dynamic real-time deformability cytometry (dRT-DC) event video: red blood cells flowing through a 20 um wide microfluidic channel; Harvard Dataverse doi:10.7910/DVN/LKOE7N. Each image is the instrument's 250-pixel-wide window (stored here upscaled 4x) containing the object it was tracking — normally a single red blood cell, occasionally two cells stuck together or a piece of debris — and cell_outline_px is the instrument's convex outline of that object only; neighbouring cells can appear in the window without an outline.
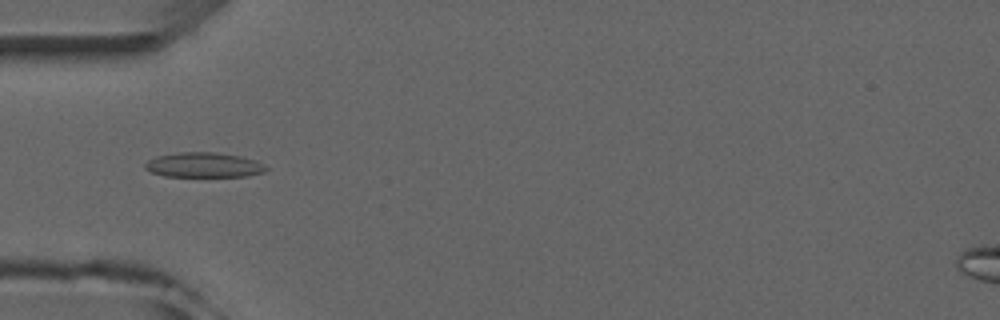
{"species": "common noctule bat (a hibernating species)", "species_latin": "Nyctalus noctula", "temperature_condition": "room temperature", "stored_images_in_passage": 5, "camera_frame_rate_fps": 3000, "um_per_image_px": 0.085, "animal": {"sex": "male", "forearm_length_mm": 52.5}, "frame": {"image": 1, "passage_image": 5, "time_ms": 4.333, "image_size_px": [1000, 320], "cell_outline_px": [[268, 168], [264, 172], [248, 176], [164, 176], [152, 172], [144, 168], [144, 164], [148, 160], [156, 156], [180, 152], [212, 152], [240, 156], [256, 160], [264, 164]], "centroid_in_image_um": [17.32, 14.02], "position_along_channel_um": 67.7, "area_um2": 17.51}}